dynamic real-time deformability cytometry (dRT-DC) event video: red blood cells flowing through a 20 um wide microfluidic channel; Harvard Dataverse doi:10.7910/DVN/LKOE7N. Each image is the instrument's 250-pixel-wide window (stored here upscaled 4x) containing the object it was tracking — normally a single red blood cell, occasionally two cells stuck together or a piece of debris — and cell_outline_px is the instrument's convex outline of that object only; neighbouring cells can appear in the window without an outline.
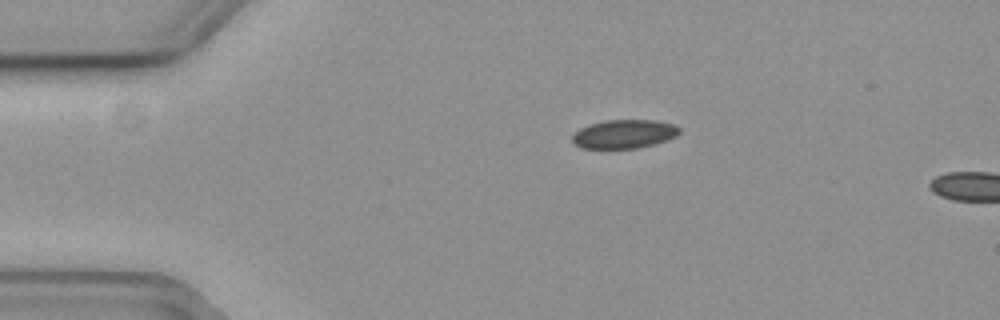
{"species": "common noctule bat (a hibernating species)", "species_latin": "Nyctalus noctula", "temperature_condition": "cold", "stored_images_in_passage": 4, "camera_frame_rate_fps": 3000, "um_per_image_px": 0.085, "animal": {"sex": "female", "body_mass_g": 19.3, "forearm_length_mm": 54.1}, "frame": {"image": 1, "passage_image": 1, "time_ms": 0.0, "image_size_px": [1000, 320], "cell_outline_px": [[680, 132], [676, 136], [668, 140], [656, 144], [636, 148], [580, 148], [572, 140], [572, 136], [580, 128], [588, 124], [604, 120], [656, 120], [676, 124], [680, 128]], "centroid_in_image_um": [53.09, 11.38], "position_along_channel_um": 31.9, "area_um2": 18.09}}